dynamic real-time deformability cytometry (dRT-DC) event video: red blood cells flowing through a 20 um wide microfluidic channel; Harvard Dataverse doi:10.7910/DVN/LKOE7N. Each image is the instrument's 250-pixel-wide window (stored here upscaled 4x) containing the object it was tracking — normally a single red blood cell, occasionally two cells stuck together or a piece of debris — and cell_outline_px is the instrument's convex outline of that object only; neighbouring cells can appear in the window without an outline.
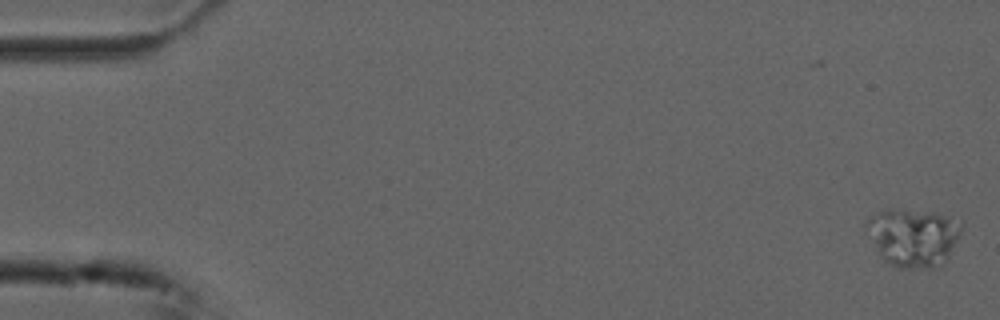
{"species": "common noctule bat (a hibernating species)", "species_latin": "Nyctalus noctula", "temperature_condition": "cold", "stored_images_in_passage": 55, "camera_frame_rate_fps": 3000, "um_per_image_px": 0.085, "animal": {"sex": "male", "forearm_length_mm": 52.5}, "frame": {"image": 1, "passage_image": 1, "time_ms": 0.0, "image_size_px": [1000, 320], "cell_outline_px": [[964, 220], [960, 232], [948, 256], [940, 268], [900, 268], [884, 260], [880, 256], [864, 228], [864, 224], [876, 212], [884, 208], [932, 212]], "centroid_in_image_um": [77.61, 20.15], "position_along_channel_um": 7.4, "area_um2": 32.43}}
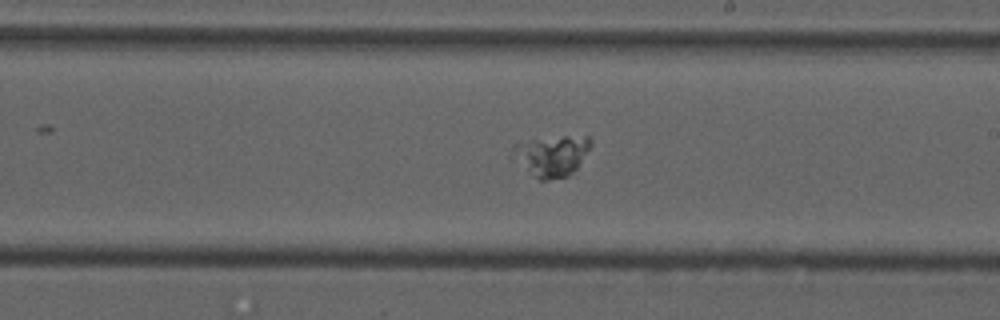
{"frame": {"image": 2, "passage_image": 32, "time_ms": 10.333, "image_size_px": [1000, 320], "cell_outline_px": [[592, 144], [576, 168], [568, 176], [548, 180], [540, 180], [528, 168], [512, 148], [512, 144], [532, 140], [564, 136], [592, 136]], "centroid_in_image_um": [47.02, 13.19], "position_along_channel_um": 242.0, "area_um2": 17.51}}
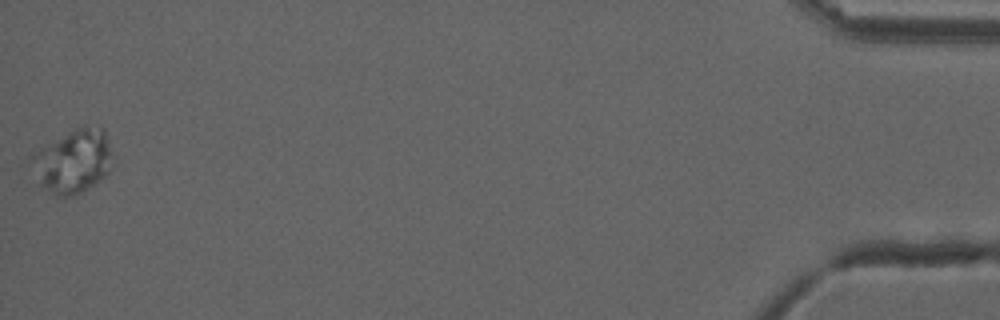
{"frame": {"image": 3, "passage_image": 55, "time_ms": 18.0, "image_size_px": [1000, 320], "cell_outline_px": [[112, 168], [104, 176], [80, 192], [72, 196], [56, 196], [44, 188], [40, 184], [32, 156], [40, 148], [68, 132], [84, 124], [104, 128], [108, 144]], "centroid_in_image_um": [6.25, 13.68], "position_along_channel_um": 429.0, "area_um2": 29.02}}